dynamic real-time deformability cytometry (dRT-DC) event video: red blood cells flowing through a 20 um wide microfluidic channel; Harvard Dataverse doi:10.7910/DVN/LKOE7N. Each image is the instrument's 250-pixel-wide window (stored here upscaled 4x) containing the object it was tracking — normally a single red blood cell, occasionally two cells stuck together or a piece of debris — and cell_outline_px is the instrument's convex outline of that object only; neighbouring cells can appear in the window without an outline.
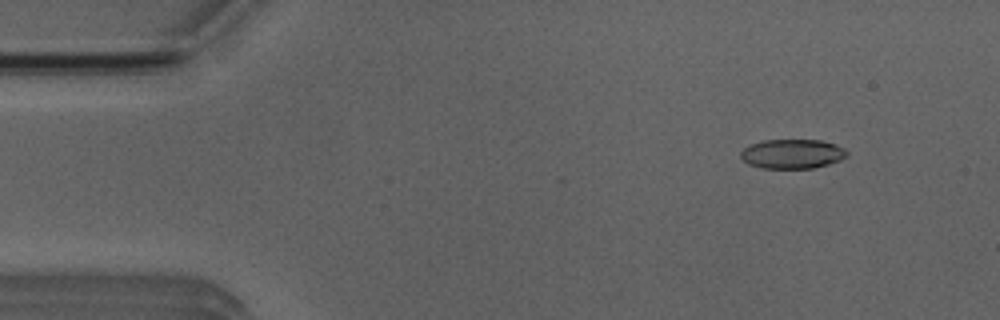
{"species": "Egyptian fruit bat (a non-hibernating species)", "species_latin": "Rousettus aegyptiacus", "temperature_condition": "room temperature", "stored_images_in_passage": 6, "camera_frame_rate_fps": 3000, "um_per_image_px": 0.085, "animal": {"sex": "male"}, "frame": {"image": 1, "passage_image": 2, "time_ms": 1.0, "image_size_px": [1000, 320], "cell_outline_px": [[848, 156], [840, 160], [828, 164], [812, 168], [760, 168], [748, 164], [740, 156], [740, 152], [744, 148], [752, 144], [764, 140], [820, 140], [844, 148], [848, 152]], "centroid_in_image_um": [67.34, 13.08], "position_along_channel_um": 17.7, "area_um2": 18.09}}
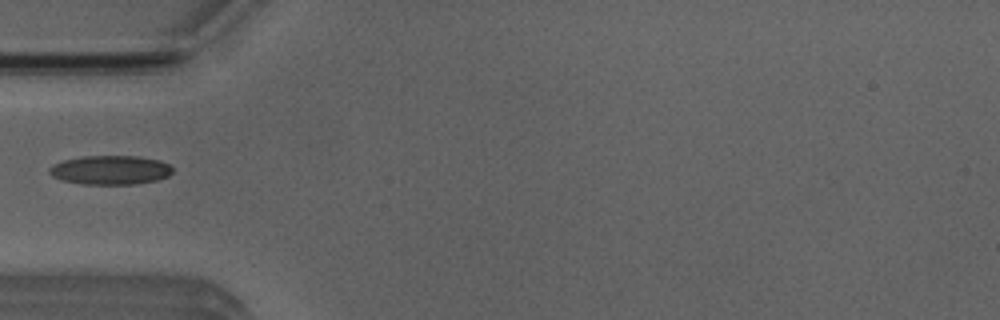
{"frame": {"image": 2, "passage_image": 5, "time_ms": 4.667, "image_size_px": [1000, 320], "cell_outline_px": [[172, 172], [168, 176], [156, 180], [136, 184], [84, 184], [60, 180], [52, 176], [48, 172], [48, 168], [64, 160], [84, 156], [136, 156], [160, 160], [168, 164], [172, 168]], "centroid_in_image_um": [9.38, 14.45], "position_along_channel_um": 75.6, "area_um2": 20.81}}